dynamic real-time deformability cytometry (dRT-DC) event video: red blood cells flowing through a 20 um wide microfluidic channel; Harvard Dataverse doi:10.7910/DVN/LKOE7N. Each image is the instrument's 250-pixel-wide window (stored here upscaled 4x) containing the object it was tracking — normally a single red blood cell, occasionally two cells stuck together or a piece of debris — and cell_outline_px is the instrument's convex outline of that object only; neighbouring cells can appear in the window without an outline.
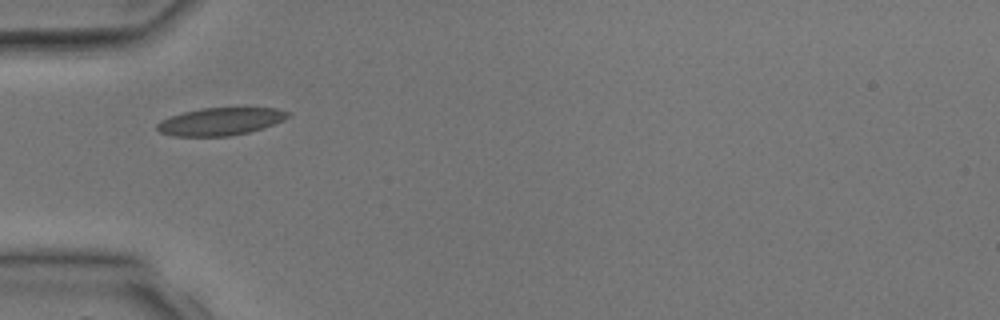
{"species": "common noctule bat (a hibernating species)", "species_latin": "Nyctalus noctula", "temperature_condition": "room temperature", "stored_images_in_passage": 3, "camera_frame_rate_fps": 3000, "um_per_image_px": 0.085, "animal": {"sex": "male", "body_mass_g": 17.9, "forearm_length_mm": 54.2}, "frame": {"image": 1, "passage_image": 3, "time_ms": 2.667, "image_size_px": [1000, 320], "cell_outline_px": [[292, 116], [284, 120], [264, 128], [248, 132], [228, 136], [172, 136], [160, 132], [156, 128], [156, 124], [160, 120], [184, 112], [200, 108], [276, 108], [292, 112]], "centroid_in_image_um": [18.77, 10.32], "position_along_channel_um": 66.2, "area_um2": 21.15}}